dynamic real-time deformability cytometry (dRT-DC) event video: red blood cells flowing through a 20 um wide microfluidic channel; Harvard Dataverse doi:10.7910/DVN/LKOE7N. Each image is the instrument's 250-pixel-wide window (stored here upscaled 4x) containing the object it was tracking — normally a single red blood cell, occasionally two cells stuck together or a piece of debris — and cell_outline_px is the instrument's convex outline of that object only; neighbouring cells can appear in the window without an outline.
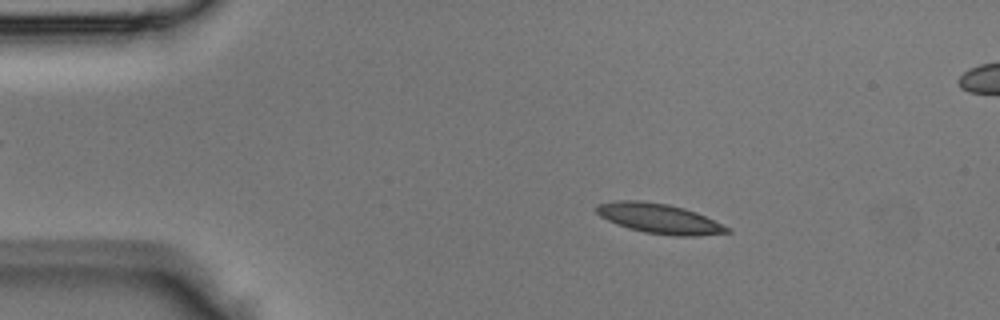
{"species": "Egyptian fruit bat (a non-hibernating species)", "species_latin": "Rousettus aegyptiacus", "temperature_condition": "room temperature", "stored_images_in_passage": 44, "camera_frame_rate_fps": 3000, "um_per_image_px": 0.085, "animal": {"sex": "male"}, "frame": {"image": 1, "passage_image": 7, "time_ms": 2.0, "image_size_px": [1000, 320], "cell_outline_px": [[732, 232], [696, 236], [676, 236], [644, 232], [628, 228], [608, 220], [600, 216], [596, 212], [596, 204], [616, 200], [640, 200], [668, 204], [684, 208], [696, 212], [732, 228]], "centroid_in_image_um": [56.06, 18.57], "position_along_channel_um": 28.9, "area_um2": 22.83}}
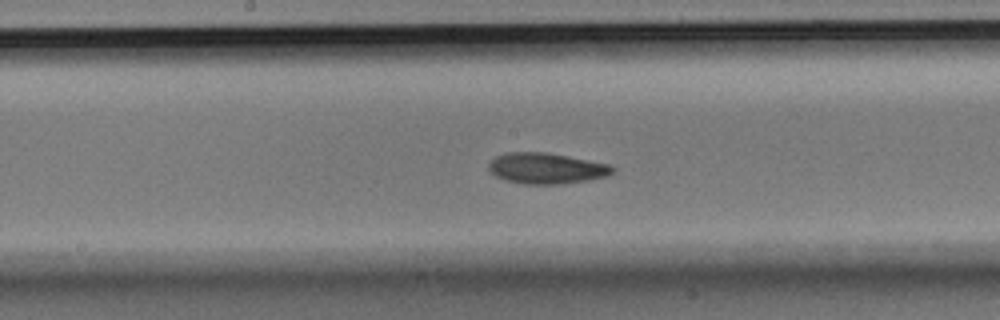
{"frame": {"image": 2, "passage_image": 22, "time_ms": 7.0, "image_size_px": [1000, 320], "cell_outline_px": [[616, 168], [612, 172], [604, 176], [588, 180], [560, 184], [524, 184], [504, 180], [488, 172], [488, 164], [496, 156], [508, 152], [548, 152], [608, 164]], "centroid_in_image_um": [46.39, 14.31], "position_along_channel_um": 201.8, "area_um2": 22.25}}
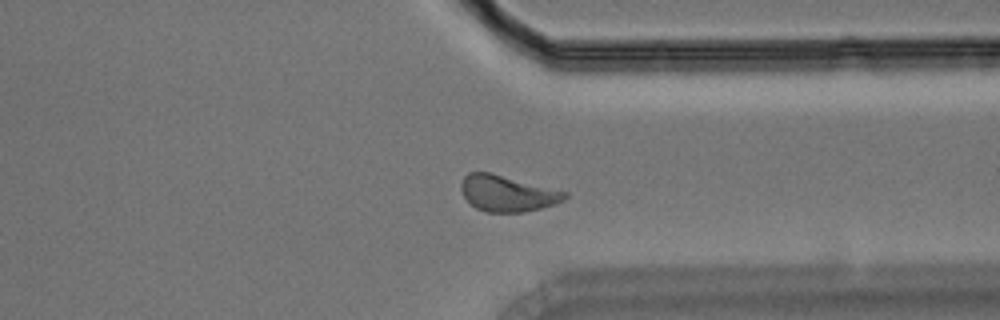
{"frame": {"image": 3, "passage_image": 33, "time_ms": 10.667, "image_size_px": [1000, 320], "cell_outline_px": [[568, 196], [564, 200], [556, 204], [540, 208], [520, 212], [488, 212], [476, 208], [464, 196], [460, 188], [460, 184], [464, 176], [468, 172], [488, 172], [568, 192]], "centroid_in_image_um": [43.12, 16.44], "position_along_channel_um": 368.3, "area_um2": 21.56}}